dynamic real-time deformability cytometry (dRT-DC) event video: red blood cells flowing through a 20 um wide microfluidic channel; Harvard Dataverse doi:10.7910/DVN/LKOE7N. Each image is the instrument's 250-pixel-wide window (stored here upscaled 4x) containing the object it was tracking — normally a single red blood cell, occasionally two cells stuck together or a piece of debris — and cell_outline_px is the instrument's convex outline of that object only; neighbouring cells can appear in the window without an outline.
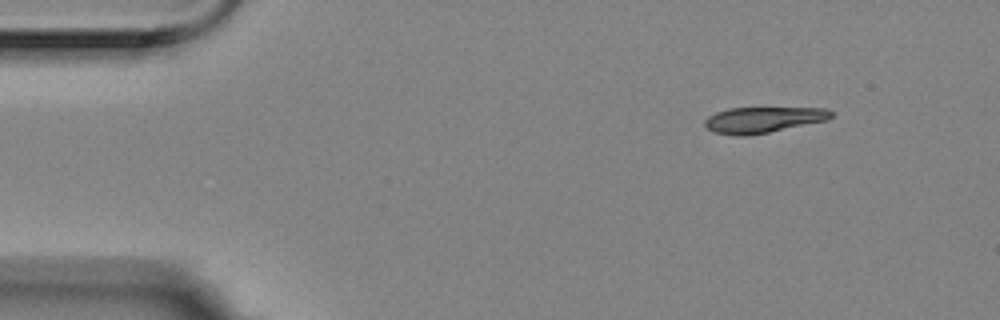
{"species": "Egyptian fruit bat (a non-hibernating species)", "species_latin": "Rousettus aegyptiacus", "temperature_condition": "room temperature", "stored_images_in_passage": 10, "camera_frame_rate_fps": 3000, "um_per_image_px": 0.085, "animal": {"sex": "female"}, "frame": {"image": 1, "passage_image": 1, "time_ms": 0.0, "image_size_px": [1000, 320], "cell_outline_px": [[832, 116], [828, 120], [768, 132], [744, 136], [736, 136], [716, 132], [708, 128], [704, 124], [704, 120], [708, 116], [716, 112], [728, 108], [828, 108], [832, 112]], "centroid_in_image_um": [64.86, 10.17], "position_along_channel_um": 20.1, "area_um2": 18.9}}
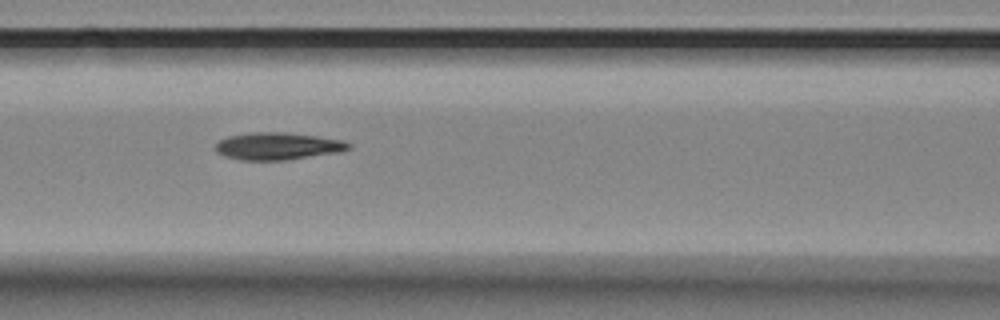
{"frame": {"image": 2, "passage_image": 6, "time_ms": 1.667, "image_size_px": [1000, 320], "cell_outline_px": [[352, 148], [340, 152], [284, 160], [240, 160], [224, 156], [216, 152], [216, 144], [220, 140], [228, 136], [252, 132], [284, 132], [316, 136], [344, 140], [352, 144]], "centroid_in_image_um": [23.63, 12.42], "position_along_channel_um": 143.0, "area_um2": 21.21}}
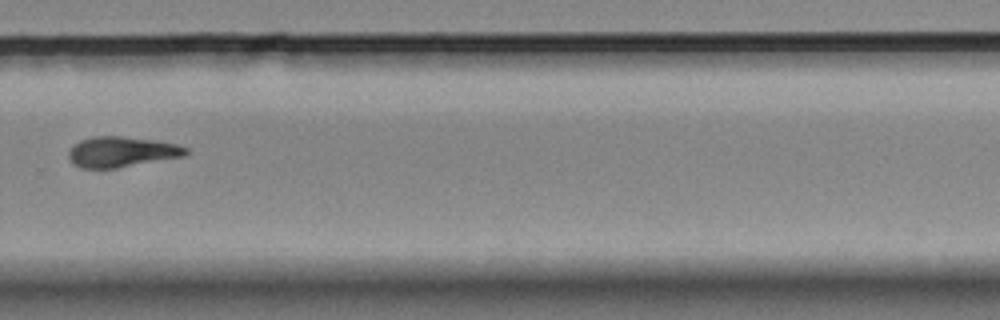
{"frame": {"image": 3, "passage_image": 10, "time_ms": 3.0, "image_size_px": [1000, 320], "cell_outline_px": [[188, 152], [184, 156], [116, 168], [80, 168], [72, 164], [68, 156], [68, 152], [72, 144], [80, 140], [92, 136], [120, 136], [156, 140], [176, 144], [188, 148]], "centroid_in_image_um": [10.29, 12.9], "position_along_channel_um": 319.5, "area_um2": 20.92}}